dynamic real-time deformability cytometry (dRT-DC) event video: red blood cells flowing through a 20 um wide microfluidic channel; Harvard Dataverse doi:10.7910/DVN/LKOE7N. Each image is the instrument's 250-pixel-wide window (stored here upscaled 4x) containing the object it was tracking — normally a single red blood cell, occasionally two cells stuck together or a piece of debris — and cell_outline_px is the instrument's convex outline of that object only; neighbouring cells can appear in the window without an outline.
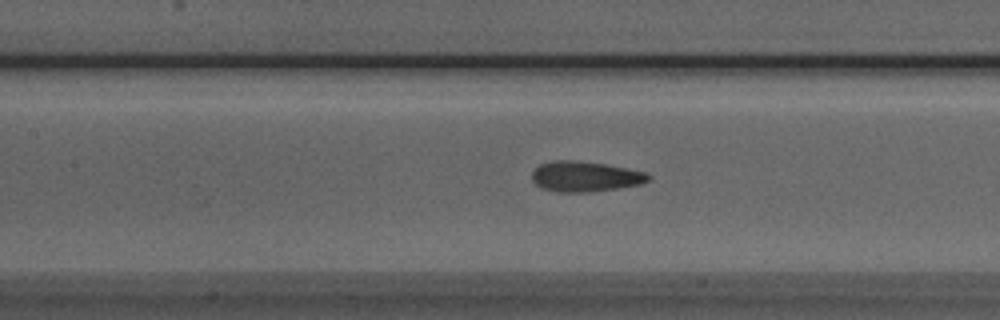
{"species": "Egyptian fruit bat (a non-hibernating species)", "species_latin": "Rousettus aegyptiacus", "temperature_condition": "room temperature", "stored_images_in_passage": 48, "camera_frame_rate_fps": 3000, "um_per_image_px": 0.085, "animal": {"sex": "male"}, "frame": {"image": 1, "passage_image": 22, "time_ms": 7.0, "image_size_px": [1000, 320], "cell_outline_px": [[652, 176], [648, 180], [640, 184], [616, 188], [588, 192], [560, 192], [540, 188], [532, 180], [532, 172], [540, 164], [552, 160], [572, 160], [604, 164], [644, 172]], "centroid_in_image_um": [49.68, 15.0], "position_along_channel_um": 157.7, "area_um2": 20.35}}
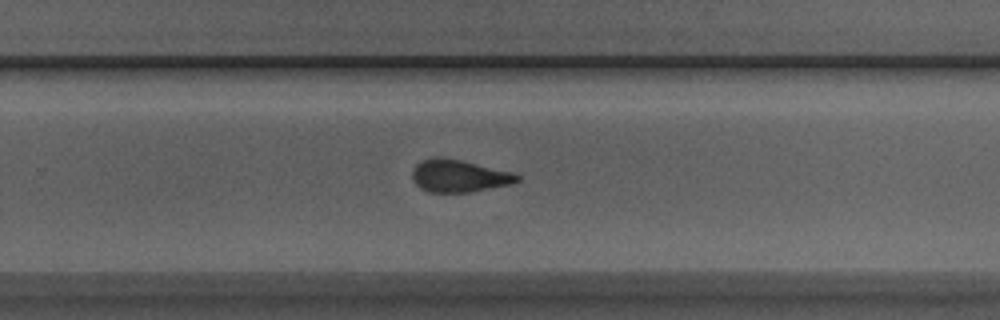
{"frame": {"image": 2, "passage_image": 32, "time_ms": 10.333, "image_size_px": [1000, 320], "cell_outline_px": [[520, 180], [512, 184], [472, 192], [428, 192], [420, 188], [416, 184], [412, 176], [412, 168], [416, 164], [432, 156], [444, 156], [512, 172], [520, 176]], "centroid_in_image_um": [39.0, 14.94], "position_along_channel_um": 290.8, "area_um2": 20.0}}
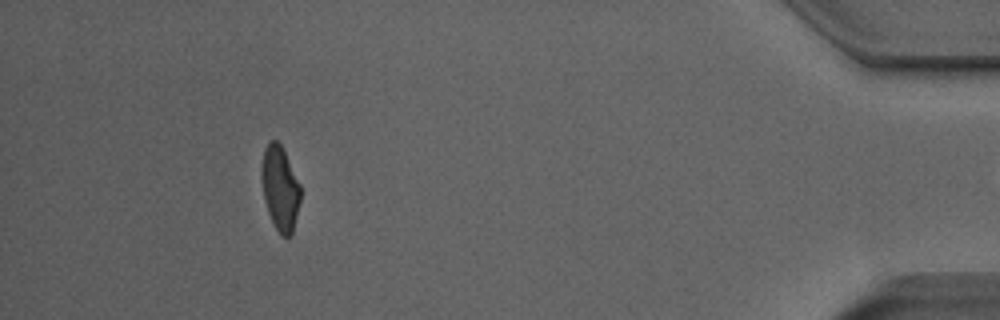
{"frame": {"image": 3, "passage_image": 46, "time_ms": 15.0, "image_size_px": [1000, 320], "cell_outline_px": [[300, 200], [292, 236], [280, 236], [272, 224], [264, 200], [260, 172], [264, 148], [272, 140], [276, 140], [280, 144], [300, 184]], "centroid_in_image_um": [23.79, 16.05], "position_along_channel_um": 411.4, "area_um2": 19.19}, "authors_computed_cell_mechanics": {"area_um2": 20.3745, "velocity_mm_per_s": 4.0069, "shape_relaxation_time_tau1_ms": 7.4191, "shape_relaxation_time_tau2_ms": 1.4222, "deformation_change_tau1": 0.1755, "deformation_change_tau2": 0.08}}